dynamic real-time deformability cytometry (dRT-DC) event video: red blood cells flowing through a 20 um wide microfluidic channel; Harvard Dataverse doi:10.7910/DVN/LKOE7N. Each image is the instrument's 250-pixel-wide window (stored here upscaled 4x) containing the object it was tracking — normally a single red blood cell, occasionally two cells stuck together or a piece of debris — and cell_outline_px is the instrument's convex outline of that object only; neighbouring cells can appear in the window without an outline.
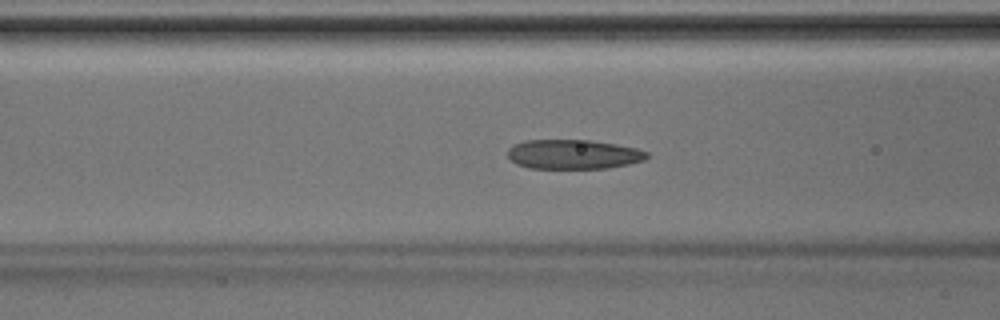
{"species": "Egyptian fruit bat (a non-hibernating species)", "species_latin": "Rousettus aegyptiacus", "temperature_condition": "room temperature", "stored_images_in_passage": 43, "camera_frame_rate_fps": 3000, "um_per_image_px": 0.085, "animal": {"sex": "male"}, "frame": {"image": 1, "passage_image": 17, "time_ms": 5.333, "image_size_px": [1000, 320], "cell_outline_px": [[648, 156], [644, 160], [628, 164], [608, 168], [528, 168], [516, 164], [508, 160], [508, 148], [512, 144], [524, 140], [588, 140], [616, 144], [636, 148], [648, 152]], "centroid_in_image_um": [48.68, 13.11], "position_along_channel_um": 117.9, "area_um2": 24.04}}
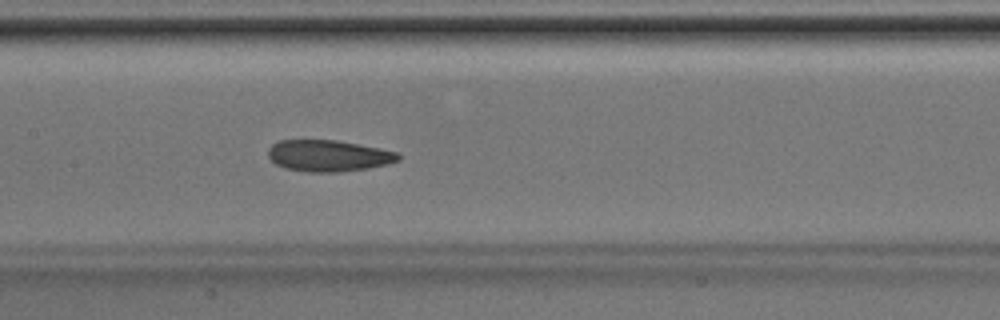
{"frame": {"image": 2, "passage_image": 21, "time_ms": 6.667, "image_size_px": [1000, 320], "cell_outline_px": [[400, 160], [388, 164], [368, 168], [336, 172], [308, 172], [284, 168], [276, 164], [268, 156], [268, 148], [272, 144], [280, 140], [336, 140], [380, 148], [400, 152]], "centroid_in_image_um": [27.93, 13.23], "position_along_channel_um": 179.5, "area_um2": 23.93}}
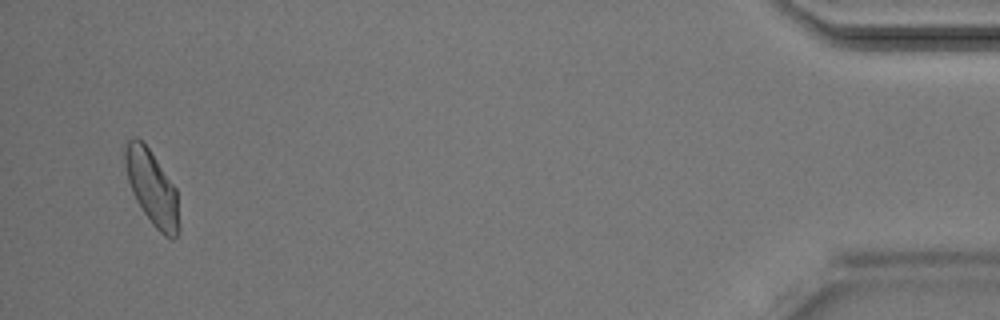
{"frame": {"image": 3, "passage_image": 42, "time_ms": 13.667, "image_size_px": [1000, 320], "cell_outline_px": [[180, 232], [172, 240], [164, 236], [152, 224], [136, 200], [132, 192], [128, 180], [124, 160], [124, 148], [128, 140], [136, 136], [148, 148], [176, 188], [180, 228]], "centroid_in_image_um": [12.93, 16.0], "position_along_channel_um": 422.3, "area_um2": 23.35}}